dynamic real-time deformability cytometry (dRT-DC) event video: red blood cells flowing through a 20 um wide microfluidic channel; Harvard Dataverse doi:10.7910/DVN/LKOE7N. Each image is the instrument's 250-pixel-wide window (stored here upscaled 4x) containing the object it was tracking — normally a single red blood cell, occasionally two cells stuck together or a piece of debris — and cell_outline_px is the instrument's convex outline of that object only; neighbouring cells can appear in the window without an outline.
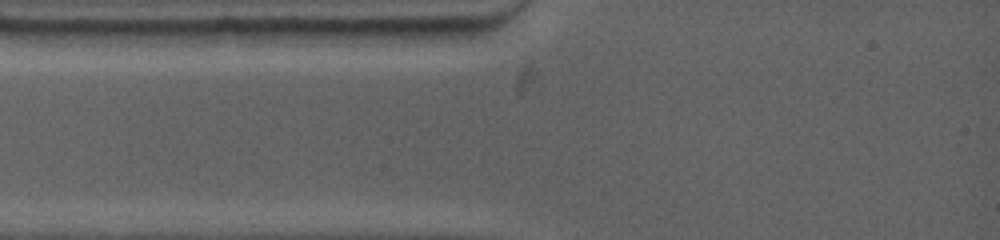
{"species": "common noctule bat (a hibernating species)", "species_latin": "Nyctalus noctula", "temperature_condition": "warm", "stored_images_in_passage": 1, "camera_frame_rate_fps": 4500, "um_per_image_px": 0.085, "animal": {"sex": "female", "body_mass_g": 19.0, "forearm_length_mm": 53.3}, "frame": {"image": 1, "passage_image": 1, "time_ms": 0.0, "image_size_px": [1000, 240], "cell_outline_px": [[472, 36], [468, 44], [428, 48], [368, 44], [360, 28], [472, 28]], "centroid_in_image_um": [35.52, 3.13], "position_along_channel_um": 49.5, "area_um2": 13.81}}